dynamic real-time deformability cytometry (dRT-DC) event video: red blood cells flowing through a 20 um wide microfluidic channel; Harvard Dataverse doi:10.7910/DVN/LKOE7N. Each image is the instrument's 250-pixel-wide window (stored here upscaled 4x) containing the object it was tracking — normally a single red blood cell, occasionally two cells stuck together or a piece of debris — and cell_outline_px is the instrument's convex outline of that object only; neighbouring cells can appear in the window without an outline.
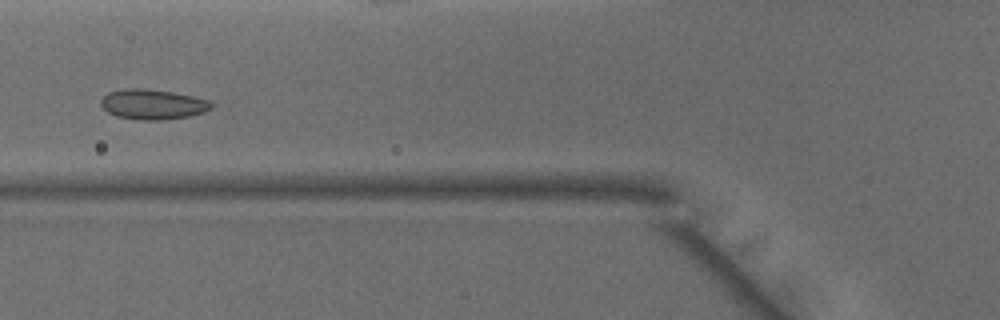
{"species": "common noctule bat (a hibernating species)", "species_latin": "Nyctalus noctula", "temperature_condition": "warm", "stored_images_in_passage": 49, "camera_frame_rate_fps": 3000, "um_per_image_px": 0.085, "animal": {"sex": "male", "body_mass_g": 15.6}, "frame": {"image": 1, "passage_image": 19, "time_ms": 6.0, "image_size_px": [1000, 320], "cell_outline_px": [[212, 108], [204, 112], [188, 116], [160, 120], [140, 120], [116, 116], [108, 112], [100, 104], [100, 100], [108, 92], [128, 88], [140, 88], [172, 92], [192, 96], [208, 100], [212, 104]], "centroid_in_image_um": [12.96, 8.87], "position_along_channel_um": 112.8, "area_um2": 19.19}}
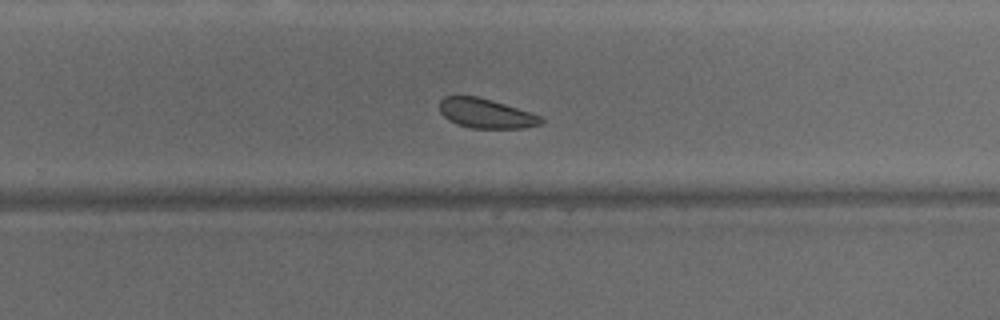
{"frame": {"image": 2, "passage_image": 32, "time_ms": 10.333, "image_size_px": [1000, 320], "cell_outline_px": [[544, 120], [540, 124], [524, 128], [472, 128], [456, 124], [448, 120], [440, 112], [440, 100], [444, 96], [476, 96], [492, 100], [540, 116]], "centroid_in_image_um": [41.26, 9.64], "position_along_channel_um": 288.5, "area_um2": 17.28}}
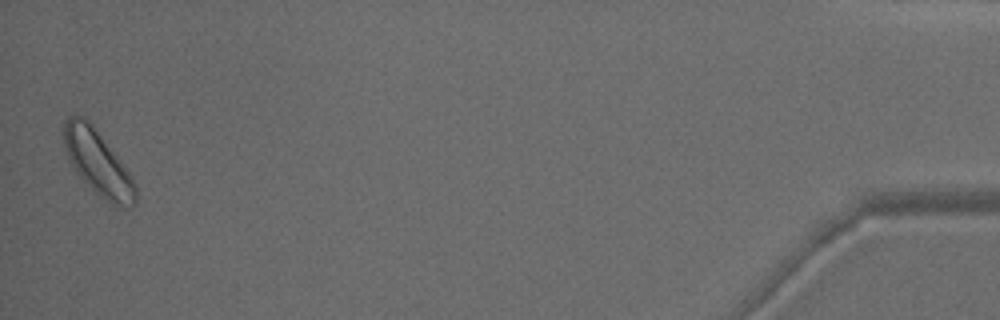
{"frame": {"image": 3, "passage_image": 49, "time_ms": 16.0, "image_size_px": [1000, 320], "cell_outline_px": [[136, 204], [132, 208], [112, 204], [100, 196], [80, 176], [72, 164], [68, 156], [64, 144], [64, 120], [68, 116], [80, 116], [88, 120], [92, 124], [128, 172], [136, 188]], "centroid_in_image_um": [8.32, 13.84], "position_along_channel_um": 426.9, "area_um2": 26.01}, "authors_computed_cell_mechanics": {"area_um2": 19.941, "velocity_mm_per_s": 4.0607, "shape_relaxation_time_tau1_ms": null, "shape_relaxation_time_tau2_ms": 5.2279, "deformation_change_tau1": null, "deformation_change_tau2": 0.0798}}